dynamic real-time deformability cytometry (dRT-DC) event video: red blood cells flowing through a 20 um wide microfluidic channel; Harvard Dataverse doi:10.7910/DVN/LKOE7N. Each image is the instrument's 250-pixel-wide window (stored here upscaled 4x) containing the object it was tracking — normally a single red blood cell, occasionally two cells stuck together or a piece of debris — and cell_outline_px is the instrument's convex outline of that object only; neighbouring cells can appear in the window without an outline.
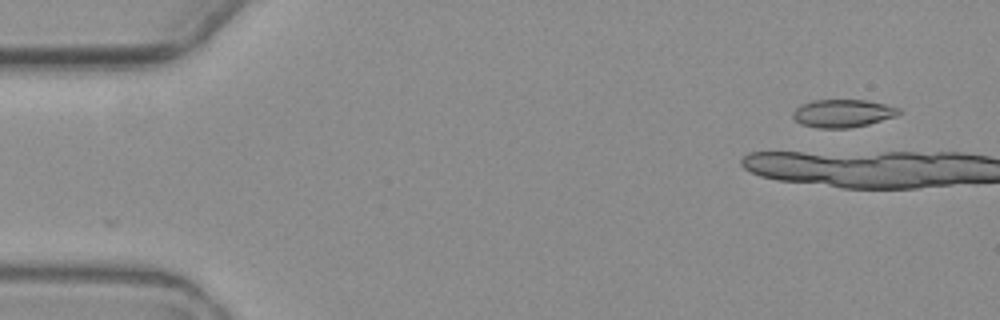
{"species": "common noctule bat (a hibernating species)", "species_latin": "Nyctalus noctula", "temperature_condition": "warm", "stored_images_in_passage": 2, "camera_frame_rate_fps": 3000, "um_per_image_px": 0.085, "animal": {"sex": "female", "body_mass_g": 19.3, "forearm_length_mm": 54.1}, "frame": {"image": 1, "passage_image": 2, "time_ms": 1.333, "image_size_px": [1000, 320], "cell_outline_px": [[900, 112], [896, 116], [868, 124], [848, 128], [816, 128], [800, 124], [792, 116], [792, 112], [800, 104], [812, 100], [868, 100], [900, 108]], "centroid_in_image_um": [71.59, 9.63], "position_along_channel_um": 13.4, "area_um2": 17.28}}